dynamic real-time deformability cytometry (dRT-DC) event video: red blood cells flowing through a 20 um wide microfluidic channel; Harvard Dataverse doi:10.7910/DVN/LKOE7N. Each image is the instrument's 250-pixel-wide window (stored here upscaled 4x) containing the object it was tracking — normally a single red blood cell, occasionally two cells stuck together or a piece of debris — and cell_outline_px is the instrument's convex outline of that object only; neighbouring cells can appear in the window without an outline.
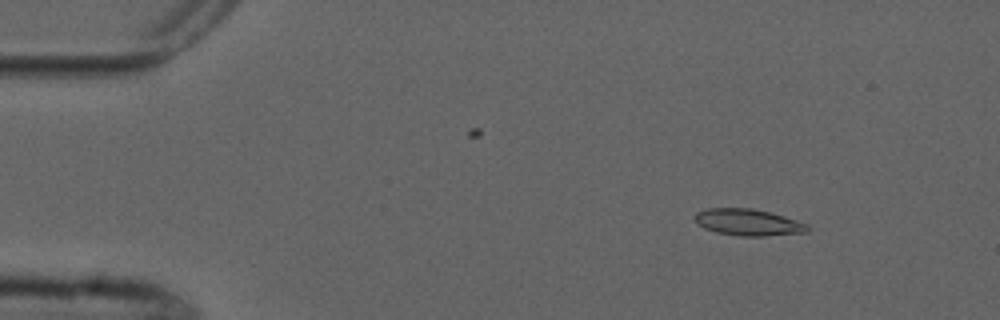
{"species": "common noctule bat (a hibernating species)", "species_latin": "Nyctalus noctula", "temperature_condition": "cold", "stored_images_in_passage": 5, "camera_frame_rate_fps": 3000, "um_per_image_px": 0.085, "animal": {"sex": "male", "forearm_length_mm": 52.5}, "frame": {"image": 1, "passage_image": 1, "time_ms": 0.0, "image_size_px": [1000, 320], "cell_outline_px": [[808, 232], [768, 236], [740, 236], [716, 232], [704, 228], [696, 224], [692, 216], [696, 212], [708, 208], [752, 208], [772, 212], [808, 224]], "centroid_in_image_um": [63.56, 18.89], "position_along_channel_um": 21.4, "area_um2": 17.74}}
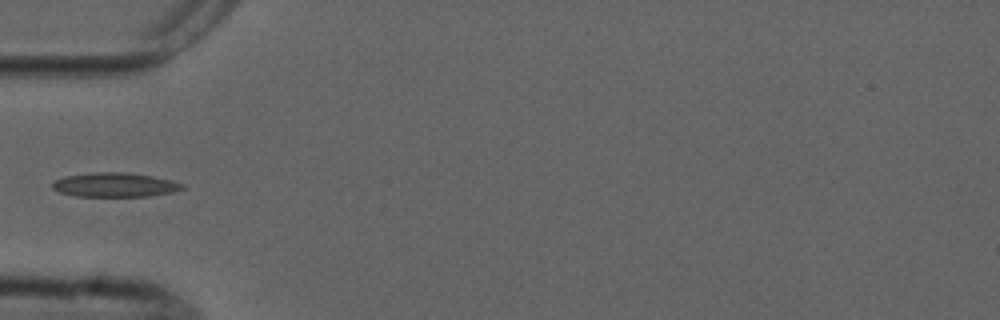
{"frame": {"image": 2, "passage_image": 4, "time_ms": 3.667, "image_size_px": [1000, 320], "cell_outline_px": [[188, 188], [172, 192], [148, 196], [76, 196], [60, 192], [52, 188], [52, 184], [56, 180], [64, 176], [92, 172], [124, 172], [152, 176], [172, 180], [184, 184]], "centroid_in_image_um": [9.8, 15.7], "position_along_channel_um": 75.2, "area_um2": 18.38}}
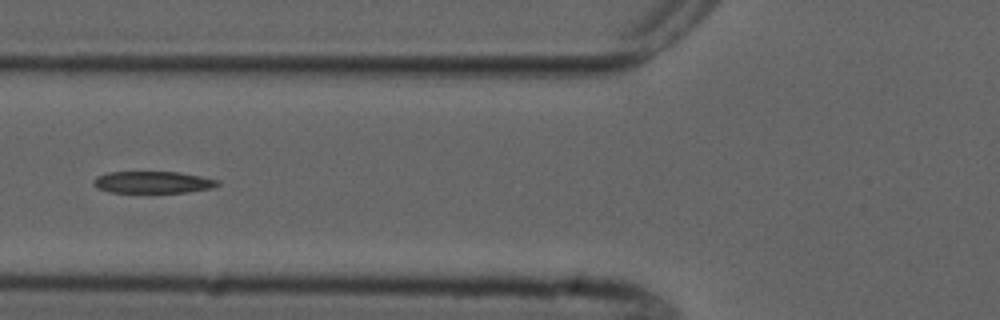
{"frame": {"image": 3, "passage_image": 5, "time_ms": 4.667, "image_size_px": [1000, 320], "cell_outline_px": [[220, 184], [212, 188], [188, 192], [108, 192], [92, 184], [92, 180], [96, 176], [108, 172], [180, 172], [220, 180]], "centroid_in_image_um": [13.0, 15.48], "position_along_channel_um": 112.8, "area_um2": 15.84}}